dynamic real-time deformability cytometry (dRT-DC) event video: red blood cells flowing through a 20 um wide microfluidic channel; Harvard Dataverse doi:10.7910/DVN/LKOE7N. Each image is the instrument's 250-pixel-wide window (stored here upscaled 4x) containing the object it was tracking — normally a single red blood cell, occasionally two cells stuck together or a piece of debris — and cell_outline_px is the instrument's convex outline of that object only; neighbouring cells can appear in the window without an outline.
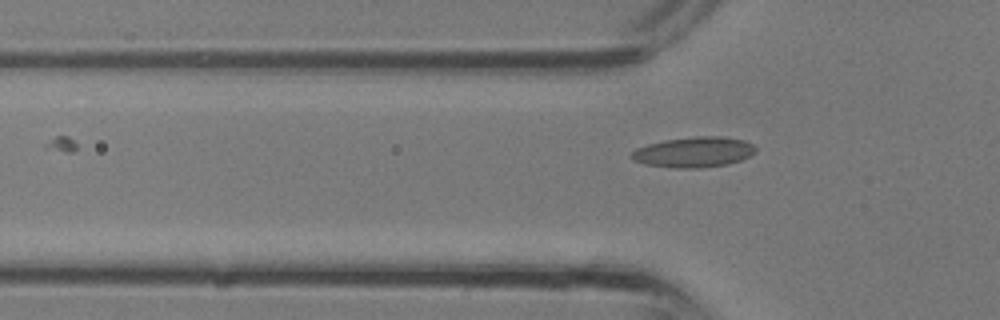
{"species": "common noctule bat (a hibernating species)", "species_latin": "Nyctalus noctula", "temperature_condition": "room temperature", "stored_images_in_passage": 3, "camera_frame_rate_fps": 3000, "um_per_image_px": 0.085, "animal": {"sex": "male", "body_mass_g": 13.3}, "frame": {"image": 1, "passage_image": 3, "time_ms": 0.667, "image_size_px": [1000, 320], "cell_outline_px": [[756, 152], [740, 160], [728, 164], [700, 168], [676, 168], [644, 164], [632, 160], [628, 156], [636, 148], [648, 144], [664, 140], [696, 136], [720, 136], [744, 140], [752, 144], [756, 148]], "centroid_in_image_um": [58.94, 12.93], "position_along_channel_um": 66.9, "area_um2": 22.08}}